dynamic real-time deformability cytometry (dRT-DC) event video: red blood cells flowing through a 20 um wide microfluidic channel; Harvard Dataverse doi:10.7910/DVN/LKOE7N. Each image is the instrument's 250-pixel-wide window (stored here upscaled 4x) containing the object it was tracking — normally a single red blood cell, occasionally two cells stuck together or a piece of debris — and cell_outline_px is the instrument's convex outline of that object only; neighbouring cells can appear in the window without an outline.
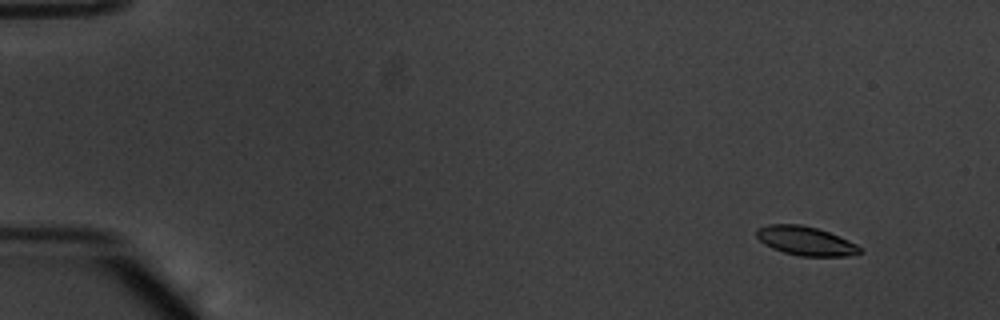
{"species": "common noctule bat (a hibernating species)", "species_latin": "Nyctalus noctula", "temperature_condition": "warm", "stored_images_in_passage": 56, "camera_frame_rate_fps": 3000, "um_per_image_px": 0.085, "animal": {"sex": "male", "body_mass_g": 20.1, "forearm_length_mm": 53.5}, "frame": {"image": 1, "passage_image": 6, "time_ms": 1.667, "image_size_px": [1000, 320], "cell_outline_px": [[864, 252], [848, 256], [800, 256], [784, 252], [772, 248], [764, 244], [756, 236], [756, 228], [768, 224], [800, 224], [816, 228], [828, 232], [848, 240], [856, 244]], "centroid_in_image_um": [68.46, 20.47], "position_along_channel_um": 16.5, "area_um2": 17.4}}
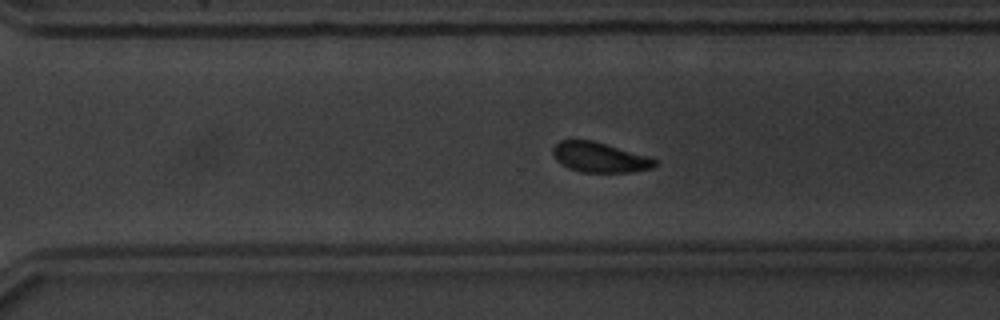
{"frame": {"image": 2, "passage_image": 40, "time_ms": 13.0, "image_size_px": [1000, 320], "cell_outline_px": [[656, 164], [652, 168], [632, 172], [584, 172], [568, 168], [560, 164], [552, 156], [552, 148], [560, 140], [592, 140], [652, 156], [656, 160]], "centroid_in_image_um": [50.98, 13.37], "position_along_channel_um": 319.6, "area_um2": 18.09}}
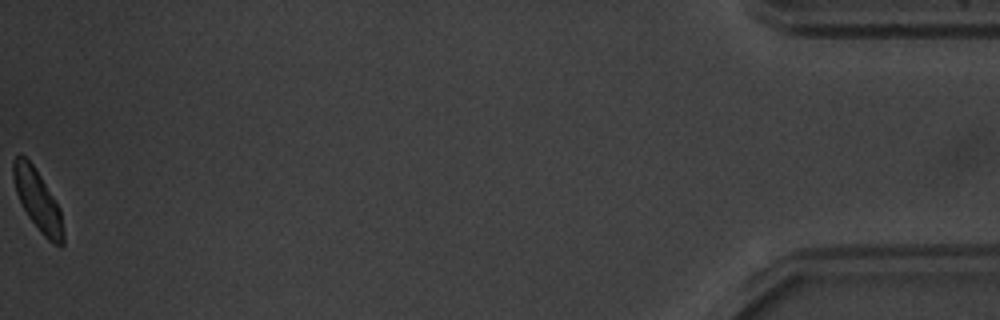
{"frame": {"image": 3, "passage_image": 56, "time_ms": 18.333, "image_size_px": [1000, 320], "cell_outline_px": [[64, 244], [60, 248], [48, 240], [40, 232], [28, 216], [16, 192], [12, 176], [12, 160], [20, 152], [32, 164], [40, 176], [60, 208], [64, 232]], "centroid_in_image_um": [3.21, 17.04], "position_along_channel_um": 432.0, "area_um2": 17.69}, "authors_computed_cell_mechanics": {"area_um2": 18.496, "velocity_mm_per_s": 3.7862, "shape_relaxation_time_tau1_ms": 2.254, "shape_relaxation_time_tau2_ms": 4.5128, "deformation_change_tau1": 0.1159, "deformation_change_tau2": 0.0935}}